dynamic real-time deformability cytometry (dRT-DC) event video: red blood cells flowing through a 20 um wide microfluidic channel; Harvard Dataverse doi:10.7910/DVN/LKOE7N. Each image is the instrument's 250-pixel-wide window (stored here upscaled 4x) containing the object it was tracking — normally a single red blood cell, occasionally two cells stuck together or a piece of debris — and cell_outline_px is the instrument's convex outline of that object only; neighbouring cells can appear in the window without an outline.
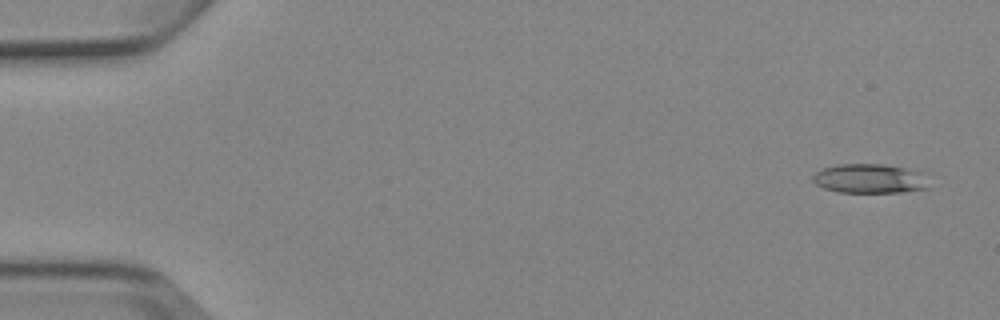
{"species": "Egyptian fruit bat (a non-hibernating species)", "species_latin": "Rousettus aegyptiacus", "temperature_condition": "cold", "stored_images_in_passage": 7, "camera_frame_rate_fps": 3000, "um_per_image_px": 0.085, "animal": {"sex": "female"}, "frame": {"image": 1, "passage_image": 1, "time_ms": 0.0, "image_size_px": [1000, 320], "cell_outline_px": [[932, 172], [928, 188], [900, 192], [840, 192], [824, 188], [816, 184], [812, 180], [812, 176], [816, 172], [824, 168], [840, 164], [880, 164]], "centroid_in_image_um": [74.06, 15.17], "position_along_channel_um": 10.9, "area_um2": 20.29}}
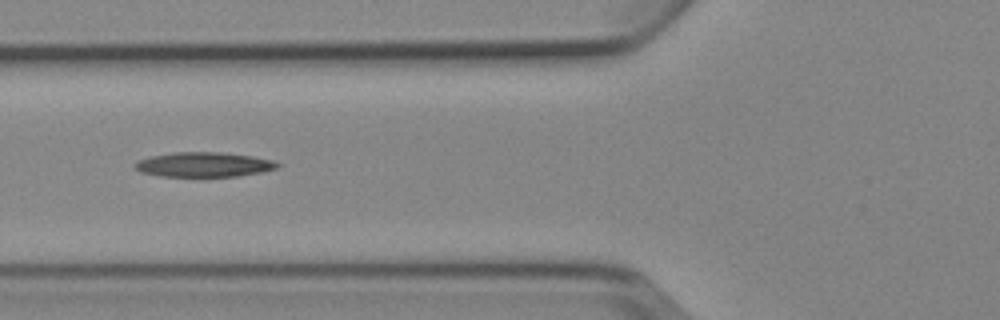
{"frame": {"image": 2, "passage_image": 6, "time_ms": 6.0, "image_size_px": [1000, 320], "cell_outline_px": [[280, 164], [276, 168], [260, 172], [236, 176], [160, 176], [140, 172], [132, 164], [136, 160], [152, 156], [172, 152], [220, 152], [252, 156], [272, 160]], "centroid_in_image_um": [17.26, 13.98], "position_along_channel_um": 108.5, "area_um2": 20.4}}
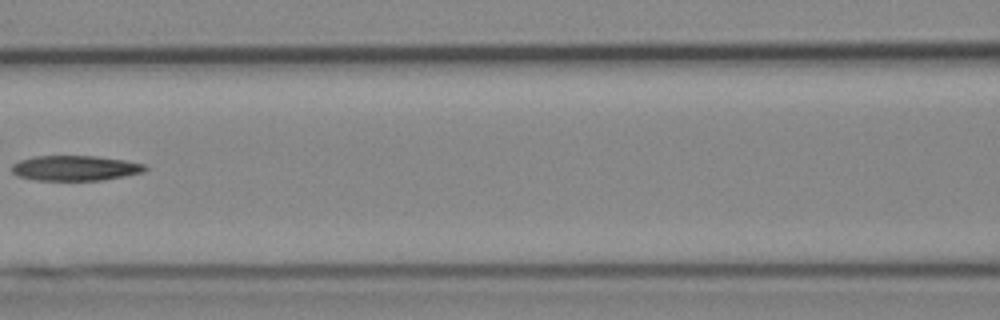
{"frame": {"image": 3, "passage_image": 7, "time_ms": 7.333, "image_size_px": [1000, 320], "cell_outline_px": [[148, 168], [144, 172], [104, 180], [36, 180], [16, 176], [12, 172], [12, 164], [20, 160], [36, 156], [96, 156], [124, 160], [144, 164]], "centroid_in_image_um": [6.38, 14.29], "position_along_channel_um": 160.2, "area_um2": 19.54}}